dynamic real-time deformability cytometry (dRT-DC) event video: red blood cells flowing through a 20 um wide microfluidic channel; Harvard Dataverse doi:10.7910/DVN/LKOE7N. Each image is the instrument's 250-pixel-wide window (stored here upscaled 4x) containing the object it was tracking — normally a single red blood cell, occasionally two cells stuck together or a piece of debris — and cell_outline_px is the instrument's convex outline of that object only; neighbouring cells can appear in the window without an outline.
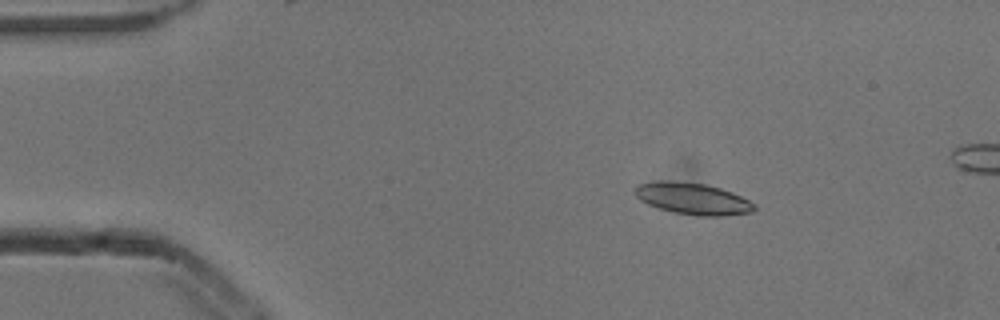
{"species": "common noctule bat (a hibernating species)", "species_latin": "Nyctalus noctula", "temperature_condition": "cold", "stored_images_in_passage": 6, "camera_frame_rate_fps": 3000, "um_per_image_px": 0.085, "animal": {"sex": "male", "body_mass_g": 13.3}, "frame": {"image": 1, "passage_image": 3, "time_ms": 0.667, "image_size_px": [1000, 320], "cell_outline_px": [[756, 208], [752, 212], [724, 216], [696, 216], [676, 212], [660, 208], [648, 204], [640, 200], [632, 192], [632, 188], [636, 184], [664, 180], [704, 184], [720, 188], [732, 192], [756, 204]], "centroid_in_image_um": [58.86, 16.88], "position_along_channel_um": 26.1, "area_um2": 22.02}}